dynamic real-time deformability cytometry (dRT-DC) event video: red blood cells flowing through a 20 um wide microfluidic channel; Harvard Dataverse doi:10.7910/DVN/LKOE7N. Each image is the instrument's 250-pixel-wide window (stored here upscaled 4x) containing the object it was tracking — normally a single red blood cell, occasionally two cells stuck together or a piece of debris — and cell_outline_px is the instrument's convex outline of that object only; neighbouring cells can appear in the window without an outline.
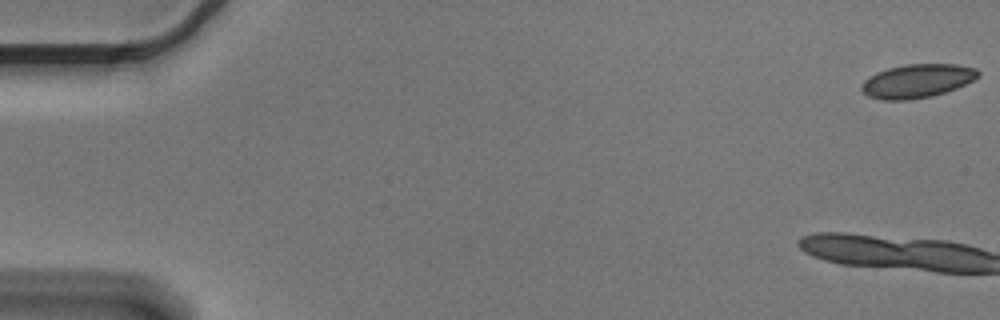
{"species": "Egyptian fruit bat (a non-hibernating species)", "species_latin": "Rousettus aegyptiacus", "temperature_condition": "cold", "stored_images_in_passage": 4, "camera_frame_rate_fps": 3000, "um_per_image_px": 0.085, "animal": {"sex": "male"}, "frame": {"image": 1, "passage_image": 1, "time_ms": 0.0, "image_size_px": [1000, 320], "cell_outline_px": [[980, 76], [956, 88], [932, 96], [912, 100], [880, 100], [868, 96], [860, 88], [860, 84], [864, 80], [876, 72], [888, 68], [904, 64], [956, 64], [976, 68], [980, 72]], "centroid_in_image_um": [77.93, 6.88], "position_along_channel_um": 7.1, "area_um2": 23.0}}